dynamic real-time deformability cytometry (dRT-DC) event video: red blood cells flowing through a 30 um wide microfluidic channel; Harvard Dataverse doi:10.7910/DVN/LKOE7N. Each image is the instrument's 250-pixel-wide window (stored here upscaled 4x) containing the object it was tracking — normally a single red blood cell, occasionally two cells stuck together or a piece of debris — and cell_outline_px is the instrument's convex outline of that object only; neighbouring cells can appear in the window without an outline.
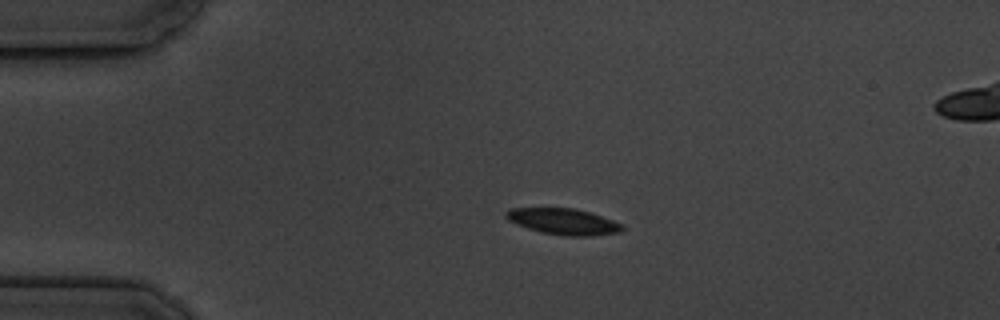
{"species": "common noctule bat (a hibernating species)", "species_latin": "Nyctalus noctula", "temperature_condition": "cold", "stored_images_in_passage": 3, "camera_frame_rate_fps": 3000, "um_per_image_px": 0.085, "animal": {"sex": "male", "body_mass_g": 19.5, "forearm_length_mm": 54.6}, "frame": {"image": 1, "passage_image": 2, "time_ms": 1.0, "image_size_px": [1000, 320], "cell_outline_px": [[624, 228], [620, 232], [592, 236], [564, 236], [540, 232], [516, 224], [508, 220], [504, 216], [504, 212], [512, 208], [576, 208], [624, 224]], "centroid_in_image_um": [47.87, 18.83], "position_along_channel_um": 37.1, "area_um2": 17.74}}